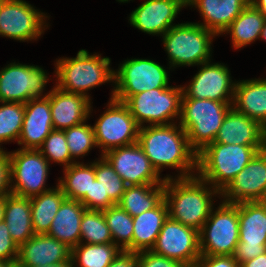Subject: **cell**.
<instances>
[{
  "instance_id": "obj_1",
  "label": "cell",
  "mask_w": 266,
  "mask_h": 267,
  "mask_svg": "<svg viewBox=\"0 0 266 267\" xmlns=\"http://www.w3.org/2000/svg\"><path fill=\"white\" fill-rule=\"evenodd\" d=\"M137 143L159 175L161 169L171 167L181 170L177 178L195 176L191 171L197 169V153L190 147L187 134L180 125L141 126Z\"/></svg>"
},
{
  "instance_id": "obj_2",
  "label": "cell",
  "mask_w": 266,
  "mask_h": 267,
  "mask_svg": "<svg viewBox=\"0 0 266 267\" xmlns=\"http://www.w3.org/2000/svg\"><path fill=\"white\" fill-rule=\"evenodd\" d=\"M164 179L169 218L200 231L213 209L212 195L221 192L207 188L209 184L198 176L172 179L167 175Z\"/></svg>"
},
{
  "instance_id": "obj_3",
  "label": "cell",
  "mask_w": 266,
  "mask_h": 267,
  "mask_svg": "<svg viewBox=\"0 0 266 267\" xmlns=\"http://www.w3.org/2000/svg\"><path fill=\"white\" fill-rule=\"evenodd\" d=\"M266 146L210 143L197 153L198 176L222 192L250 160Z\"/></svg>"
},
{
  "instance_id": "obj_4",
  "label": "cell",
  "mask_w": 266,
  "mask_h": 267,
  "mask_svg": "<svg viewBox=\"0 0 266 267\" xmlns=\"http://www.w3.org/2000/svg\"><path fill=\"white\" fill-rule=\"evenodd\" d=\"M232 103L210 99L182 98L180 126L186 132L190 147L200 152L213 143Z\"/></svg>"
},
{
  "instance_id": "obj_5",
  "label": "cell",
  "mask_w": 266,
  "mask_h": 267,
  "mask_svg": "<svg viewBox=\"0 0 266 267\" xmlns=\"http://www.w3.org/2000/svg\"><path fill=\"white\" fill-rule=\"evenodd\" d=\"M110 58L90 55L87 50H79L75 58H62L56 63V86L68 93L87 95L91 88L107 81L114 82V71L110 69Z\"/></svg>"
},
{
  "instance_id": "obj_6",
  "label": "cell",
  "mask_w": 266,
  "mask_h": 267,
  "mask_svg": "<svg viewBox=\"0 0 266 267\" xmlns=\"http://www.w3.org/2000/svg\"><path fill=\"white\" fill-rule=\"evenodd\" d=\"M161 36L171 67H177L209 62L212 37L216 34L198 23H181Z\"/></svg>"
},
{
  "instance_id": "obj_7",
  "label": "cell",
  "mask_w": 266,
  "mask_h": 267,
  "mask_svg": "<svg viewBox=\"0 0 266 267\" xmlns=\"http://www.w3.org/2000/svg\"><path fill=\"white\" fill-rule=\"evenodd\" d=\"M239 243L238 203H222L199 231L201 255L233 256Z\"/></svg>"
},
{
  "instance_id": "obj_8",
  "label": "cell",
  "mask_w": 266,
  "mask_h": 267,
  "mask_svg": "<svg viewBox=\"0 0 266 267\" xmlns=\"http://www.w3.org/2000/svg\"><path fill=\"white\" fill-rule=\"evenodd\" d=\"M182 87L156 88L129 96L123 103L141 127L144 122L150 125H167L181 115ZM168 121V122H166Z\"/></svg>"
},
{
  "instance_id": "obj_9",
  "label": "cell",
  "mask_w": 266,
  "mask_h": 267,
  "mask_svg": "<svg viewBox=\"0 0 266 267\" xmlns=\"http://www.w3.org/2000/svg\"><path fill=\"white\" fill-rule=\"evenodd\" d=\"M113 75L116 87L111 99L120 102L143 91L169 86L167 70L150 59H128Z\"/></svg>"
},
{
  "instance_id": "obj_10",
  "label": "cell",
  "mask_w": 266,
  "mask_h": 267,
  "mask_svg": "<svg viewBox=\"0 0 266 267\" xmlns=\"http://www.w3.org/2000/svg\"><path fill=\"white\" fill-rule=\"evenodd\" d=\"M139 128L128 107L123 102L110 99L107 111L93 126L96 145L102 147L101 155L137 143Z\"/></svg>"
},
{
  "instance_id": "obj_11",
  "label": "cell",
  "mask_w": 266,
  "mask_h": 267,
  "mask_svg": "<svg viewBox=\"0 0 266 267\" xmlns=\"http://www.w3.org/2000/svg\"><path fill=\"white\" fill-rule=\"evenodd\" d=\"M11 193L31 198L51 190L44 185L48 176V160L37 149H22L10 153ZM15 183H14V181ZM13 186V187H12Z\"/></svg>"
},
{
  "instance_id": "obj_12",
  "label": "cell",
  "mask_w": 266,
  "mask_h": 267,
  "mask_svg": "<svg viewBox=\"0 0 266 267\" xmlns=\"http://www.w3.org/2000/svg\"><path fill=\"white\" fill-rule=\"evenodd\" d=\"M239 243L233 254L240 264L266 252V204L238 203Z\"/></svg>"
},
{
  "instance_id": "obj_13",
  "label": "cell",
  "mask_w": 266,
  "mask_h": 267,
  "mask_svg": "<svg viewBox=\"0 0 266 267\" xmlns=\"http://www.w3.org/2000/svg\"><path fill=\"white\" fill-rule=\"evenodd\" d=\"M45 71L34 65L10 63L0 71V103H27L40 98L48 82Z\"/></svg>"
},
{
  "instance_id": "obj_14",
  "label": "cell",
  "mask_w": 266,
  "mask_h": 267,
  "mask_svg": "<svg viewBox=\"0 0 266 267\" xmlns=\"http://www.w3.org/2000/svg\"><path fill=\"white\" fill-rule=\"evenodd\" d=\"M151 251L194 267L201 257L199 231L168 217Z\"/></svg>"
},
{
  "instance_id": "obj_15",
  "label": "cell",
  "mask_w": 266,
  "mask_h": 267,
  "mask_svg": "<svg viewBox=\"0 0 266 267\" xmlns=\"http://www.w3.org/2000/svg\"><path fill=\"white\" fill-rule=\"evenodd\" d=\"M44 15L26 1L1 0L0 35L20 41L36 40L46 26Z\"/></svg>"
},
{
  "instance_id": "obj_16",
  "label": "cell",
  "mask_w": 266,
  "mask_h": 267,
  "mask_svg": "<svg viewBox=\"0 0 266 267\" xmlns=\"http://www.w3.org/2000/svg\"><path fill=\"white\" fill-rule=\"evenodd\" d=\"M102 156L127 186L165 184L138 143L109 150Z\"/></svg>"
},
{
  "instance_id": "obj_17",
  "label": "cell",
  "mask_w": 266,
  "mask_h": 267,
  "mask_svg": "<svg viewBox=\"0 0 266 267\" xmlns=\"http://www.w3.org/2000/svg\"><path fill=\"white\" fill-rule=\"evenodd\" d=\"M235 86L236 83L232 82L229 70L225 65L210 64L209 61L202 64V68L193 77L189 86L182 87V98L233 103Z\"/></svg>"
},
{
  "instance_id": "obj_18",
  "label": "cell",
  "mask_w": 266,
  "mask_h": 267,
  "mask_svg": "<svg viewBox=\"0 0 266 267\" xmlns=\"http://www.w3.org/2000/svg\"><path fill=\"white\" fill-rule=\"evenodd\" d=\"M266 192V148L259 151L221 192L223 202L261 201Z\"/></svg>"
},
{
  "instance_id": "obj_19",
  "label": "cell",
  "mask_w": 266,
  "mask_h": 267,
  "mask_svg": "<svg viewBox=\"0 0 266 267\" xmlns=\"http://www.w3.org/2000/svg\"><path fill=\"white\" fill-rule=\"evenodd\" d=\"M184 6L186 0H147L132 11L129 21L145 33L164 35Z\"/></svg>"
},
{
  "instance_id": "obj_20",
  "label": "cell",
  "mask_w": 266,
  "mask_h": 267,
  "mask_svg": "<svg viewBox=\"0 0 266 267\" xmlns=\"http://www.w3.org/2000/svg\"><path fill=\"white\" fill-rule=\"evenodd\" d=\"M48 94L25 103L22 129L18 140L22 149H39L53 130L50 99Z\"/></svg>"
},
{
  "instance_id": "obj_21",
  "label": "cell",
  "mask_w": 266,
  "mask_h": 267,
  "mask_svg": "<svg viewBox=\"0 0 266 267\" xmlns=\"http://www.w3.org/2000/svg\"><path fill=\"white\" fill-rule=\"evenodd\" d=\"M213 143L266 146V128L231 107Z\"/></svg>"
},
{
  "instance_id": "obj_22",
  "label": "cell",
  "mask_w": 266,
  "mask_h": 267,
  "mask_svg": "<svg viewBox=\"0 0 266 267\" xmlns=\"http://www.w3.org/2000/svg\"><path fill=\"white\" fill-rule=\"evenodd\" d=\"M50 99L53 129L65 130L86 121L91 112L90 98L68 93L55 86L47 95Z\"/></svg>"
},
{
  "instance_id": "obj_23",
  "label": "cell",
  "mask_w": 266,
  "mask_h": 267,
  "mask_svg": "<svg viewBox=\"0 0 266 267\" xmlns=\"http://www.w3.org/2000/svg\"><path fill=\"white\" fill-rule=\"evenodd\" d=\"M71 249L47 234H34L18 248L17 261L22 266H45L70 259Z\"/></svg>"
},
{
  "instance_id": "obj_24",
  "label": "cell",
  "mask_w": 266,
  "mask_h": 267,
  "mask_svg": "<svg viewBox=\"0 0 266 267\" xmlns=\"http://www.w3.org/2000/svg\"><path fill=\"white\" fill-rule=\"evenodd\" d=\"M250 4V0H186V5L199 9L203 27L217 36L223 33L234 19Z\"/></svg>"
},
{
  "instance_id": "obj_25",
  "label": "cell",
  "mask_w": 266,
  "mask_h": 267,
  "mask_svg": "<svg viewBox=\"0 0 266 267\" xmlns=\"http://www.w3.org/2000/svg\"><path fill=\"white\" fill-rule=\"evenodd\" d=\"M85 210V206L80 201L65 198L59 206L47 235L73 249L80 244L81 220Z\"/></svg>"
},
{
  "instance_id": "obj_26",
  "label": "cell",
  "mask_w": 266,
  "mask_h": 267,
  "mask_svg": "<svg viewBox=\"0 0 266 267\" xmlns=\"http://www.w3.org/2000/svg\"><path fill=\"white\" fill-rule=\"evenodd\" d=\"M232 105L266 128V79L237 81Z\"/></svg>"
},
{
  "instance_id": "obj_27",
  "label": "cell",
  "mask_w": 266,
  "mask_h": 267,
  "mask_svg": "<svg viewBox=\"0 0 266 267\" xmlns=\"http://www.w3.org/2000/svg\"><path fill=\"white\" fill-rule=\"evenodd\" d=\"M168 217V207L164 199L155 208L134 216L132 252L151 250Z\"/></svg>"
},
{
  "instance_id": "obj_28",
  "label": "cell",
  "mask_w": 266,
  "mask_h": 267,
  "mask_svg": "<svg viewBox=\"0 0 266 267\" xmlns=\"http://www.w3.org/2000/svg\"><path fill=\"white\" fill-rule=\"evenodd\" d=\"M4 221L11 239L18 247L35 233L32 226L30 198L9 194L6 196Z\"/></svg>"
},
{
  "instance_id": "obj_29",
  "label": "cell",
  "mask_w": 266,
  "mask_h": 267,
  "mask_svg": "<svg viewBox=\"0 0 266 267\" xmlns=\"http://www.w3.org/2000/svg\"><path fill=\"white\" fill-rule=\"evenodd\" d=\"M164 194L165 184L127 186L117 205L134 217L155 208Z\"/></svg>"
},
{
  "instance_id": "obj_30",
  "label": "cell",
  "mask_w": 266,
  "mask_h": 267,
  "mask_svg": "<svg viewBox=\"0 0 266 267\" xmlns=\"http://www.w3.org/2000/svg\"><path fill=\"white\" fill-rule=\"evenodd\" d=\"M62 189L56 188L31 197L32 226L35 234H47L59 206L65 199Z\"/></svg>"
},
{
  "instance_id": "obj_31",
  "label": "cell",
  "mask_w": 266,
  "mask_h": 267,
  "mask_svg": "<svg viewBox=\"0 0 266 267\" xmlns=\"http://www.w3.org/2000/svg\"><path fill=\"white\" fill-rule=\"evenodd\" d=\"M265 20L266 18L250 3L224 32L231 34L233 47L239 49L260 39Z\"/></svg>"
},
{
  "instance_id": "obj_32",
  "label": "cell",
  "mask_w": 266,
  "mask_h": 267,
  "mask_svg": "<svg viewBox=\"0 0 266 267\" xmlns=\"http://www.w3.org/2000/svg\"><path fill=\"white\" fill-rule=\"evenodd\" d=\"M64 178L57 184L67 199L79 201L85 194H90L95 176V161L89 165L73 163L64 169Z\"/></svg>"
},
{
  "instance_id": "obj_33",
  "label": "cell",
  "mask_w": 266,
  "mask_h": 267,
  "mask_svg": "<svg viewBox=\"0 0 266 267\" xmlns=\"http://www.w3.org/2000/svg\"><path fill=\"white\" fill-rule=\"evenodd\" d=\"M121 251L114 243H80L71 249V260L78 261L79 267H108Z\"/></svg>"
},
{
  "instance_id": "obj_34",
  "label": "cell",
  "mask_w": 266,
  "mask_h": 267,
  "mask_svg": "<svg viewBox=\"0 0 266 267\" xmlns=\"http://www.w3.org/2000/svg\"><path fill=\"white\" fill-rule=\"evenodd\" d=\"M103 214L113 243L121 250L132 251L133 217L117 204L104 210ZM120 242L122 243L120 244Z\"/></svg>"
},
{
  "instance_id": "obj_35",
  "label": "cell",
  "mask_w": 266,
  "mask_h": 267,
  "mask_svg": "<svg viewBox=\"0 0 266 267\" xmlns=\"http://www.w3.org/2000/svg\"><path fill=\"white\" fill-rule=\"evenodd\" d=\"M80 243L86 244L113 243V238L104 218L103 211L85 210L81 220Z\"/></svg>"
},
{
  "instance_id": "obj_36",
  "label": "cell",
  "mask_w": 266,
  "mask_h": 267,
  "mask_svg": "<svg viewBox=\"0 0 266 267\" xmlns=\"http://www.w3.org/2000/svg\"><path fill=\"white\" fill-rule=\"evenodd\" d=\"M2 104L0 106V143L12 140L18 142L23 124L25 104L20 102H2Z\"/></svg>"
},
{
  "instance_id": "obj_37",
  "label": "cell",
  "mask_w": 266,
  "mask_h": 267,
  "mask_svg": "<svg viewBox=\"0 0 266 267\" xmlns=\"http://www.w3.org/2000/svg\"><path fill=\"white\" fill-rule=\"evenodd\" d=\"M95 176L103 188V198L118 204L127 185L102 155L101 160L95 161Z\"/></svg>"
},
{
  "instance_id": "obj_38",
  "label": "cell",
  "mask_w": 266,
  "mask_h": 267,
  "mask_svg": "<svg viewBox=\"0 0 266 267\" xmlns=\"http://www.w3.org/2000/svg\"><path fill=\"white\" fill-rule=\"evenodd\" d=\"M38 150L48 161L62 163L64 168L76 163L71 158L64 130L53 129Z\"/></svg>"
},
{
  "instance_id": "obj_39",
  "label": "cell",
  "mask_w": 266,
  "mask_h": 267,
  "mask_svg": "<svg viewBox=\"0 0 266 267\" xmlns=\"http://www.w3.org/2000/svg\"><path fill=\"white\" fill-rule=\"evenodd\" d=\"M71 158L85 156L96 145L94 129L82 123L64 130Z\"/></svg>"
},
{
  "instance_id": "obj_40",
  "label": "cell",
  "mask_w": 266,
  "mask_h": 267,
  "mask_svg": "<svg viewBox=\"0 0 266 267\" xmlns=\"http://www.w3.org/2000/svg\"><path fill=\"white\" fill-rule=\"evenodd\" d=\"M79 201L87 210L104 211L115 205L109 198H103V188L97 179L91 184L90 194H85Z\"/></svg>"
},
{
  "instance_id": "obj_41",
  "label": "cell",
  "mask_w": 266,
  "mask_h": 267,
  "mask_svg": "<svg viewBox=\"0 0 266 267\" xmlns=\"http://www.w3.org/2000/svg\"><path fill=\"white\" fill-rule=\"evenodd\" d=\"M137 267H186L179 261L155 254L151 250L137 252Z\"/></svg>"
},
{
  "instance_id": "obj_42",
  "label": "cell",
  "mask_w": 266,
  "mask_h": 267,
  "mask_svg": "<svg viewBox=\"0 0 266 267\" xmlns=\"http://www.w3.org/2000/svg\"><path fill=\"white\" fill-rule=\"evenodd\" d=\"M18 245L11 239L6 222H0V260L15 262L18 258Z\"/></svg>"
},
{
  "instance_id": "obj_43",
  "label": "cell",
  "mask_w": 266,
  "mask_h": 267,
  "mask_svg": "<svg viewBox=\"0 0 266 267\" xmlns=\"http://www.w3.org/2000/svg\"><path fill=\"white\" fill-rule=\"evenodd\" d=\"M10 184H12L10 155L2 148L0 149V198L11 194Z\"/></svg>"
},
{
  "instance_id": "obj_44",
  "label": "cell",
  "mask_w": 266,
  "mask_h": 267,
  "mask_svg": "<svg viewBox=\"0 0 266 267\" xmlns=\"http://www.w3.org/2000/svg\"><path fill=\"white\" fill-rule=\"evenodd\" d=\"M194 267H240L233 256L201 255Z\"/></svg>"
},
{
  "instance_id": "obj_45",
  "label": "cell",
  "mask_w": 266,
  "mask_h": 267,
  "mask_svg": "<svg viewBox=\"0 0 266 267\" xmlns=\"http://www.w3.org/2000/svg\"><path fill=\"white\" fill-rule=\"evenodd\" d=\"M108 267H137V252L121 250Z\"/></svg>"
},
{
  "instance_id": "obj_46",
  "label": "cell",
  "mask_w": 266,
  "mask_h": 267,
  "mask_svg": "<svg viewBox=\"0 0 266 267\" xmlns=\"http://www.w3.org/2000/svg\"><path fill=\"white\" fill-rule=\"evenodd\" d=\"M240 267H266V252L254 259L247 260L239 264Z\"/></svg>"
},
{
  "instance_id": "obj_47",
  "label": "cell",
  "mask_w": 266,
  "mask_h": 267,
  "mask_svg": "<svg viewBox=\"0 0 266 267\" xmlns=\"http://www.w3.org/2000/svg\"><path fill=\"white\" fill-rule=\"evenodd\" d=\"M250 3L266 18V0H250Z\"/></svg>"
},
{
  "instance_id": "obj_48",
  "label": "cell",
  "mask_w": 266,
  "mask_h": 267,
  "mask_svg": "<svg viewBox=\"0 0 266 267\" xmlns=\"http://www.w3.org/2000/svg\"><path fill=\"white\" fill-rule=\"evenodd\" d=\"M71 258L65 262H61V263H56V264H52V265H45V266H23V267H74Z\"/></svg>"
},
{
  "instance_id": "obj_49",
  "label": "cell",
  "mask_w": 266,
  "mask_h": 267,
  "mask_svg": "<svg viewBox=\"0 0 266 267\" xmlns=\"http://www.w3.org/2000/svg\"><path fill=\"white\" fill-rule=\"evenodd\" d=\"M6 197L0 198V222L4 220Z\"/></svg>"
},
{
  "instance_id": "obj_50",
  "label": "cell",
  "mask_w": 266,
  "mask_h": 267,
  "mask_svg": "<svg viewBox=\"0 0 266 267\" xmlns=\"http://www.w3.org/2000/svg\"><path fill=\"white\" fill-rule=\"evenodd\" d=\"M260 38H263L264 40H266V20L264 22V26L262 28L261 34H260Z\"/></svg>"
},
{
  "instance_id": "obj_51",
  "label": "cell",
  "mask_w": 266,
  "mask_h": 267,
  "mask_svg": "<svg viewBox=\"0 0 266 267\" xmlns=\"http://www.w3.org/2000/svg\"><path fill=\"white\" fill-rule=\"evenodd\" d=\"M7 267H23L18 261L11 262Z\"/></svg>"
},
{
  "instance_id": "obj_52",
  "label": "cell",
  "mask_w": 266,
  "mask_h": 267,
  "mask_svg": "<svg viewBox=\"0 0 266 267\" xmlns=\"http://www.w3.org/2000/svg\"><path fill=\"white\" fill-rule=\"evenodd\" d=\"M11 262L0 260V267H7Z\"/></svg>"
},
{
  "instance_id": "obj_53",
  "label": "cell",
  "mask_w": 266,
  "mask_h": 267,
  "mask_svg": "<svg viewBox=\"0 0 266 267\" xmlns=\"http://www.w3.org/2000/svg\"><path fill=\"white\" fill-rule=\"evenodd\" d=\"M261 202L264 203V204H266V192H265V195H264V197L262 198Z\"/></svg>"
},
{
  "instance_id": "obj_54",
  "label": "cell",
  "mask_w": 266,
  "mask_h": 267,
  "mask_svg": "<svg viewBox=\"0 0 266 267\" xmlns=\"http://www.w3.org/2000/svg\"><path fill=\"white\" fill-rule=\"evenodd\" d=\"M117 1H119V2H128L130 0H117Z\"/></svg>"
}]
</instances>
